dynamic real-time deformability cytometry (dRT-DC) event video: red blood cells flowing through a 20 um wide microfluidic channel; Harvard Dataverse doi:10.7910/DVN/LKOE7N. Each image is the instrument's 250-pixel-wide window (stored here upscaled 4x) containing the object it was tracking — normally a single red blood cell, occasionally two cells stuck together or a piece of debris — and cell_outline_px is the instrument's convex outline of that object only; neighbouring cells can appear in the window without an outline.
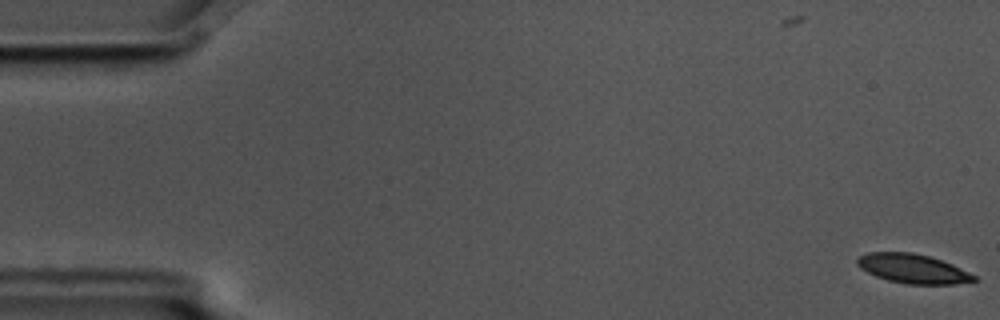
{"species": "common noctule bat (a hibernating species)", "species_latin": "Nyctalus noctula", "temperature_condition": "cold", "stored_images_in_passage": 15, "camera_frame_rate_fps": 3000, "um_per_image_px": 0.085, "animal": {"sex": "male", "body_mass_g": 17.5, "forearm_length_mm": 52.3}, "frame": {"image": 1, "passage_image": 1, "time_ms": 0.0, "image_size_px": [1000, 320], "cell_outline_px": [[976, 280], [956, 284], [908, 284], [888, 280], [876, 276], [860, 268], [856, 264], [856, 260], [860, 256], [868, 252], [912, 252], [928, 256], [952, 264], [976, 276]], "centroid_in_image_um": [77.56, 22.83], "position_along_channel_um": 7.4, "area_um2": 19.71}}
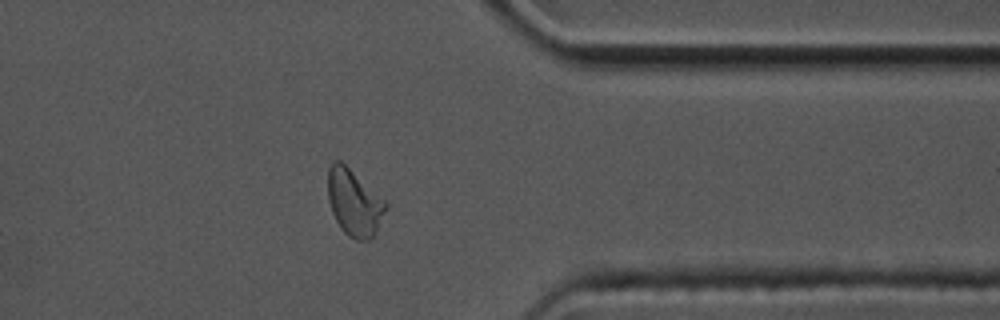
{"frame": {"image": 2, "passage_image": 13, "time_ms": 4.0, "image_size_px": [1000, 320], "cell_outline_px": [[388, 208], [376, 232], [368, 240], [356, 240], [348, 236], [340, 228], [332, 212], [328, 200], [328, 168], [332, 160], [340, 160], [384, 200], [388, 204]], "centroid_in_image_um": [30.09, 17.23], "position_along_channel_um": 381.3, "area_um2": 22.31}}
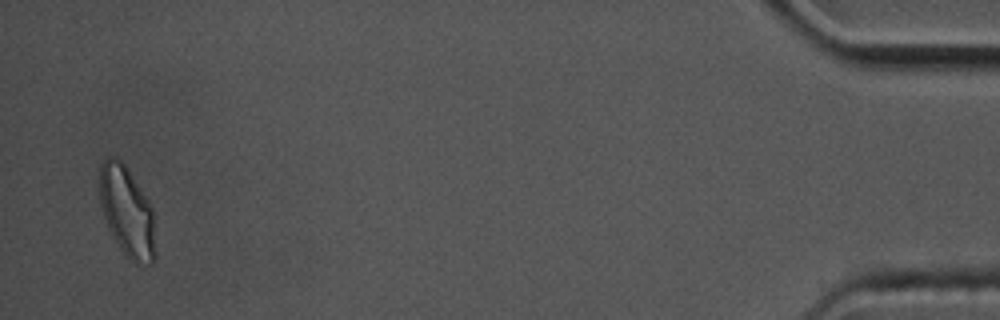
{"frame": {"image": 3, "passage_image": 15, "time_ms": 4.667, "image_size_px": [1000, 320], "cell_outline_px": [[156, 256], [152, 264], [136, 264], [120, 248], [112, 236], [108, 228], [104, 216], [100, 200], [100, 164], [108, 156], [116, 156], [124, 164], [148, 200], [152, 208], [156, 252]], "centroid_in_image_um": [10.8, 18.0], "position_along_channel_um": 424.4, "area_um2": 29.13}}